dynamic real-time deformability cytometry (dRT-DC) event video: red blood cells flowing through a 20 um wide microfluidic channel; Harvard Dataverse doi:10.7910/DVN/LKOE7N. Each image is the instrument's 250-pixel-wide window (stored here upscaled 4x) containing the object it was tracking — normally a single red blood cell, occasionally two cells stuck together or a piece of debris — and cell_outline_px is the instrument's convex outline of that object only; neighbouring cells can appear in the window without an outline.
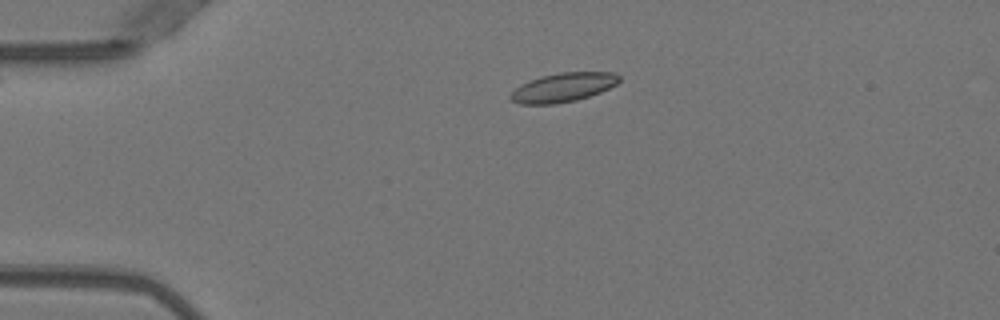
{"species": "Egyptian fruit bat (a non-hibernating species)", "species_latin": "Rousettus aegyptiacus", "temperature_condition": "warm", "stored_images_in_passage": 3, "camera_frame_rate_fps": 3000, "um_per_image_px": 0.085, "animal": {"sex": "female"}, "frame": {"image": 1, "passage_image": 2, "time_ms": 0.333, "image_size_px": [1000, 320], "cell_outline_px": [[620, 80], [616, 84], [600, 92], [576, 100], [552, 104], [520, 104], [512, 100], [508, 96], [520, 84], [540, 76], [560, 72], [612, 72], [620, 76]], "centroid_in_image_um": [47.85, 7.42], "position_along_channel_um": 37.2, "area_um2": 18.26}}